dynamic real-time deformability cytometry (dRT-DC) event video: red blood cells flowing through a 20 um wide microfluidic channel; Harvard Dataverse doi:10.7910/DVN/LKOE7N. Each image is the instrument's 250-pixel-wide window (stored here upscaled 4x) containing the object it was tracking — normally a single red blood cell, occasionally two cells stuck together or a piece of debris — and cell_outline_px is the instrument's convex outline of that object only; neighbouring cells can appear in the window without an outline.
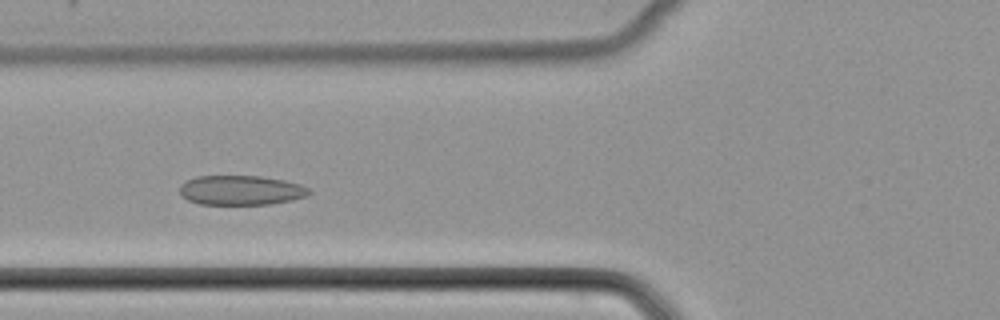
{"species": "common noctule bat (a hibernating species)", "species_latin": "Nyctalus noctula", "temperature_condition": "cold", "stored_images_in_passage": 46, "camera_frame_rate_fps": 3000, "um_per_image_px": 0.085, "animal": {"sex": "female", "body_mass_g": 22.7, "forearm_length_mm": 54.2}, "frame": {"image": 1, "passage_image": 15, "time_ms": 4.667, "image_size_px": [1000, 320], "cell_outline_px": [[312, 192], [308, 196], [292, 200], [268, 204], [200, 204], [188, 200], [180, 196], [180, 184], [196, 176], [260, 176], [284, 180], [300, 184], [308, 188]], "centroid_in_image_um": [20.48, 16.17], "position_along_channel_um": 105.3, "area_um2": 22.37}}
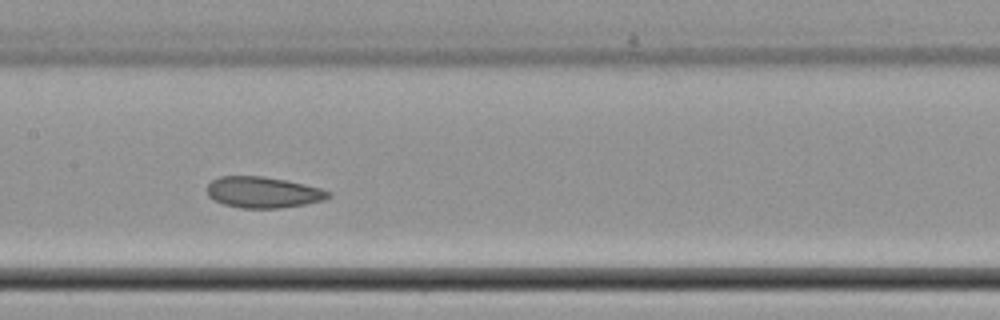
{"frame": {"image": 2, "passage_image": 21, "time_ms": 6.667, "image_size_px": [1000, 320], "cell_outline_px": [[332, 196], [324, 200], [304, 204], [280, 208], [240, 208], [224, 204], [208, 196], [208, 184], [212, 180], [220, 176], [264, 176], [304, 184], [320, 188], [332, 192]], "centroid_in_image_um": [22.38, 16.34], "position_along_channel_um": 185.0, "area_um2": 21.91}}
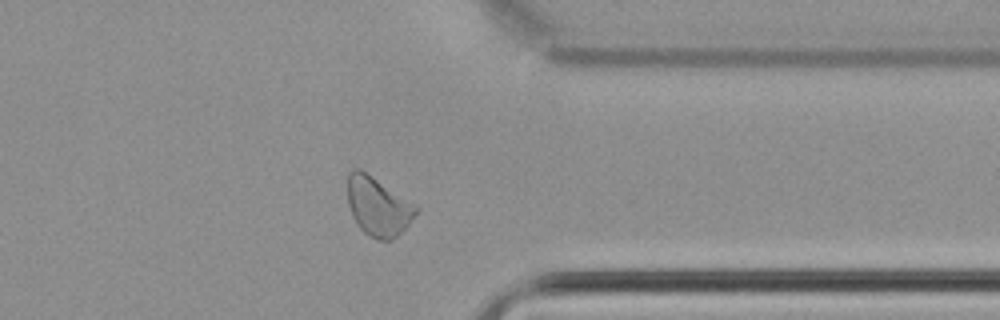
{"frame": {"image": 3, "passage_image": 36, "time_ms": 11.667, "image_size_px": [1000, 320], "cell_outline_px": [[420, 208], [408, 224], [392, 240], [376, 240], [364, 232], [356, 224], [352, 216], [348, 204], [348, 172], [356, 168], [360, 168], [416, 204]], "centroid_in_image_um": [32.12, 17.54], "position_along_channel_um": 379.3, "area_um2": 23.47}}